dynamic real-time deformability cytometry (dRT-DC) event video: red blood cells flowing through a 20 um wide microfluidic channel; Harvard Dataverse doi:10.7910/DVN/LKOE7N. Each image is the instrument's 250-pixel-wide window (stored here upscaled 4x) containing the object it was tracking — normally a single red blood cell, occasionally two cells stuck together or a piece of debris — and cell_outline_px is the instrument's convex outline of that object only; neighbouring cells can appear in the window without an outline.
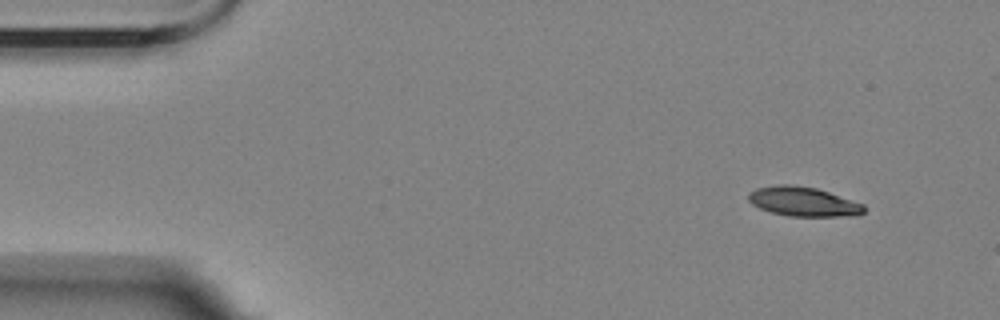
{"species": "Egyptian fruit bat (a non-hibernating species)", "species_latin": "Rousettus aegyptiacus", "temperature_condition": "room temperature", "stored_images_in_passage": 4, "camera_frame_rate_fps": 3000, "um_per_image_px": 0.085, "animal": {"sex": "female"}, "frame": {"image": 1, "passage_image": 1, "time_ms": 0.0, "image_size_px": [1000, 320], "cell_outline_px": [[864, 212], [860, 216], [788, 216], [772, 212], [760, 208], [752, 204], [748, 200], [748, 192], [756, 188], [780, 184], [788, 184], [816, 188], [864, 204]], "centroid_in_image_um": [68.28, 17.14], "position_along_channel_um": 16.7, "area_um2": 19.77}}
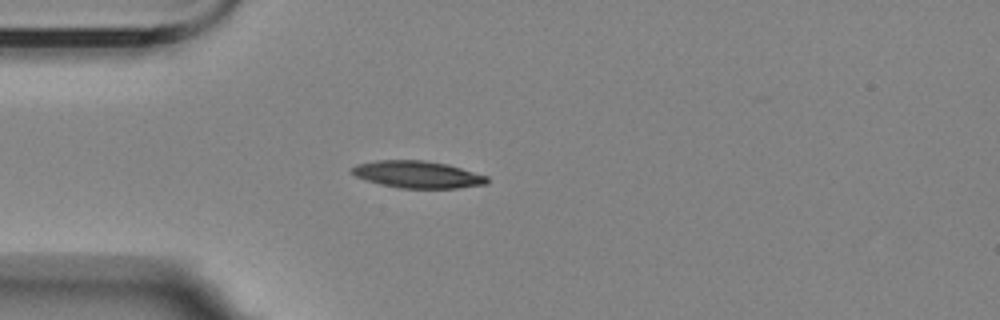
{"frame": {"image": 2, "passage_image": 4, "time_ms": 3.333, "image_size_px": [1000, 320], "cell_outline_px": [[488, 184], [456, 188], [400, 188], [380, 184], [356, 176], [352, 172], [352, 168], [356, 164], [376, 160], [424, 160], [448, 164], [488, 176]], "centroid_in_image_um": [35.52, 14.82], "position_along_channel_um": 49.5, "area_um2": 21.27}}